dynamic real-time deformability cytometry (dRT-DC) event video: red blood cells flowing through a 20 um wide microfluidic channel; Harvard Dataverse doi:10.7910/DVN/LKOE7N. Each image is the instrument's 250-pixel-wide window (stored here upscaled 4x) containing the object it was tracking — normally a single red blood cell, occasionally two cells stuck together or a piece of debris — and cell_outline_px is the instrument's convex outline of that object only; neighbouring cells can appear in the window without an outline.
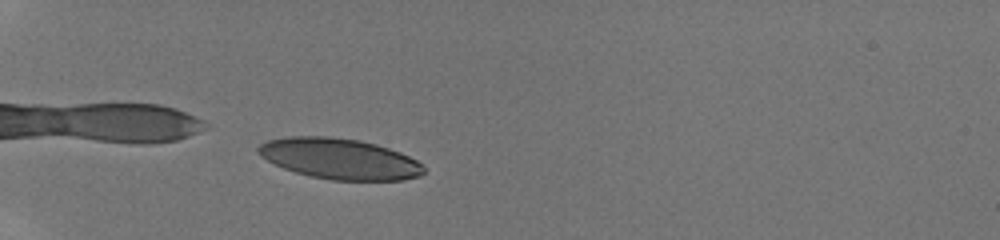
{"species": "human", "species_latin": "Homo sapiens", "temperature_condition": "room temperature", "stored_images_in_passage": 7, "camera_frame_rate_fps": 3000, "um_per_image_px": 0.085, "donor": {"sex": "male"}, "frame": {"image": 1, "passage_image": 4, "time_ms": 0.667, "image_size_px": [1000, 240], "cell_outline_px": [[424, 172], [420, 176], [404, 180], [332, 180], [312, 176], [296, 172], [284, 168], [260, 156], [256, 152], [256, 148], [260, 144], [268, 140], [288, 136], [328, 136], [360, 140], [376, 144], [400, 152], [424, 164]], "centroid_in_image_um": [28.87, 13.49], "position_along_channel_um": 56.1, "area_um2": 39.3}}